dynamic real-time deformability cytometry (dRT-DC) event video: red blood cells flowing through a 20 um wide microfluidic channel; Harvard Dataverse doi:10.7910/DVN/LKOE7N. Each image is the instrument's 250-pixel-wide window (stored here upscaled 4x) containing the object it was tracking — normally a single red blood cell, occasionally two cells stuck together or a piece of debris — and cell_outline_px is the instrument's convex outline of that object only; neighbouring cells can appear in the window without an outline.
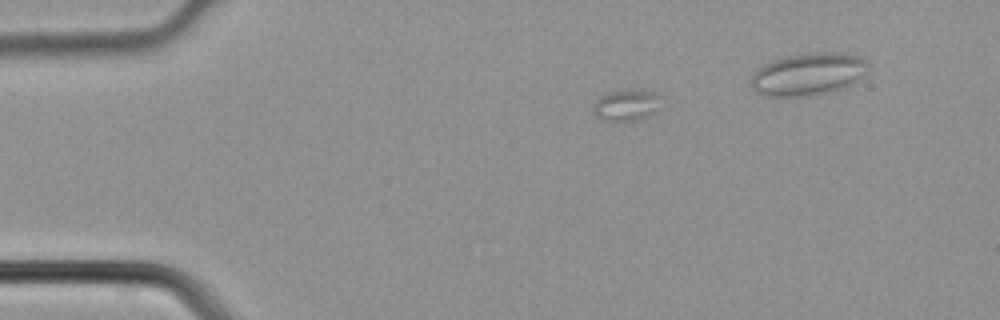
{"species": "common noctule bat (a hibernating species)", "species_latin": "Nyctalus noctula", "temperature_condition": "cold", "stored_images_in_passage": 3, "camera_frame_rate_fps": 3000, "um_per_image_px": 0.085, "animal": {"sex": "male", "body_mass_g": 21.5, "forearm_length_mm": 52.0}, "frame": {"image": 1, "passage_image": 1, "time_ms": 0.0, "image_size_px": [1000, 320], "cell_outline_px": [[660, 96], [652, 112], [648, 116], [636, 120], [600, 120], [596, 116], [592, 108], [596, 100], [600, 96], [608, 92], [628, 88], [652, 92]], "centroid_in_image_um": [53.14, 8.91], "position_along_channel_um": 31.9, "area_um2": 12.08}}